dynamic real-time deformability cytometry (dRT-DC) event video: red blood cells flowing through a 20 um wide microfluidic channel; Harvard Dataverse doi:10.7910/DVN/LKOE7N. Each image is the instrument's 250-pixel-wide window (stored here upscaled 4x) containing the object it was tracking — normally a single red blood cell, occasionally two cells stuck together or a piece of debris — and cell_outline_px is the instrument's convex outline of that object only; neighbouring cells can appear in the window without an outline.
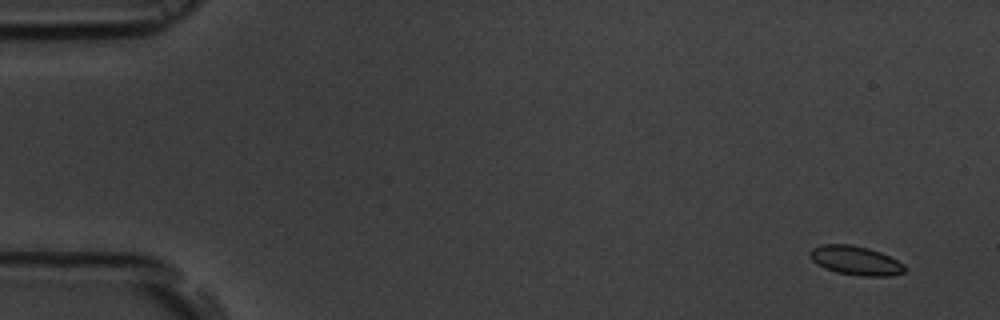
{"species": "common noctule bat (a hibernating species)", "species_latin": "Nyctalus noctula", "temperature_condition": "room temperature", "stored_images_in_passage": 6, "segment_of_instrument_passage": [1, 2], "camera_frame_rate_fps": 3000, "um_per_image_px": 0.085, "animal": {"sex": "male", "body_mass_g": 19.5, "forearm_length_mm": 54.6}, "frame": {"image": 1, "passage_image": 1, "time_ms": 0.0, "image_size_px": [1000, 320], "cell_outline_px": [[904, 272], [888, 276], [860, 276], [836, 272], [824, 268], [816, 264], [808, 256], [808, 252], [812, 248], [820, 244], [848, 244], [868, 248], [880, 252], [904, 264]], "centroid_in_image_um": [72.65, 22.14], "position_along_channel_um": 12.3, "area_um2": 16.07}}
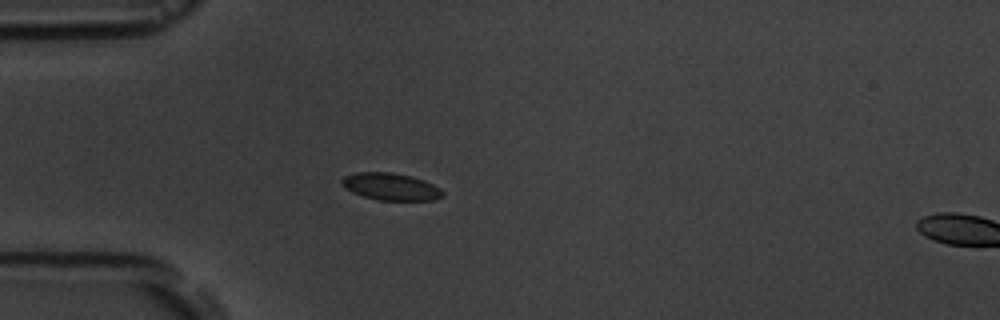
{"frame": {"image": 2, "passage_image": 5, "time_ms": 4.333, "image_size_px": [1000, 320], "cell_outline_px": [[444, 196], [436, 200], [380, 200], [364, 196], [352, 192], [344, 188], [340, 184], [340, 180], [344, 176], [356, 172], [392, 172], [412, 176], [424, 180], [440, 188], [444, 192]], "centroid_in_image_um": [33.21, 15.86], "position_along_channel_um": 51.8, "area_um2": 16.13}}